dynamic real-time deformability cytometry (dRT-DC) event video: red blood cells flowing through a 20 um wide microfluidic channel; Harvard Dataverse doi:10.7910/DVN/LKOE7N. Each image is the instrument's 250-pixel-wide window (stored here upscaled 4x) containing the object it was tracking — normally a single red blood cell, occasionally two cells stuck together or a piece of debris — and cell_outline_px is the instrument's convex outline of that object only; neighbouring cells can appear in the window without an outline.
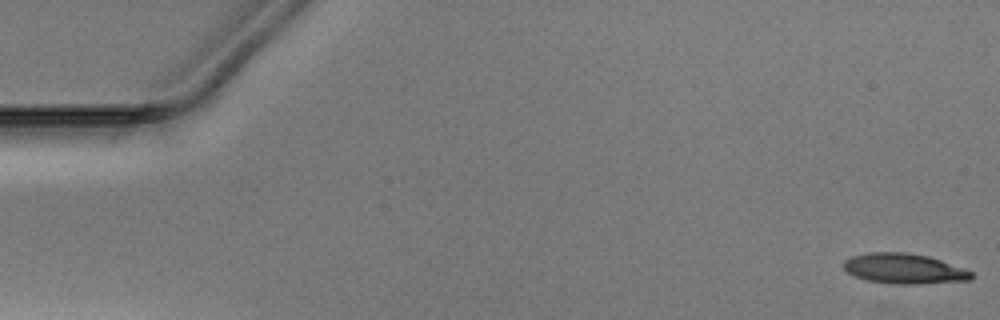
{"species": "Egyptian fruit bat (a non-hibernating species)", "species_latin": "Rousettus aegyptiacus", "temperature_condition": "warm", "stored_images_in_passage": 43, "camera_frame_rate_fps": 3000, "um_per_image_px": 0.085, "animal": {"sex": "male"}, "frame": {"image": 1, "passage_image": 1, "time_ms": 0.0, "image_size_px": [1000, 320], "cell_outline_px": [[972, 280], [920, 284], [888, 284], [868, 280], [856, 276], [848, 272], [840, 264], [844, 260], [852, 256], [868, 252], [908, 252], [928, 256], [964, 268], [972, 272]], "centroid_in_image_um": [76.83, 22.83], "position_along_channel_um": 8.2, "area_um2": 22.66}}
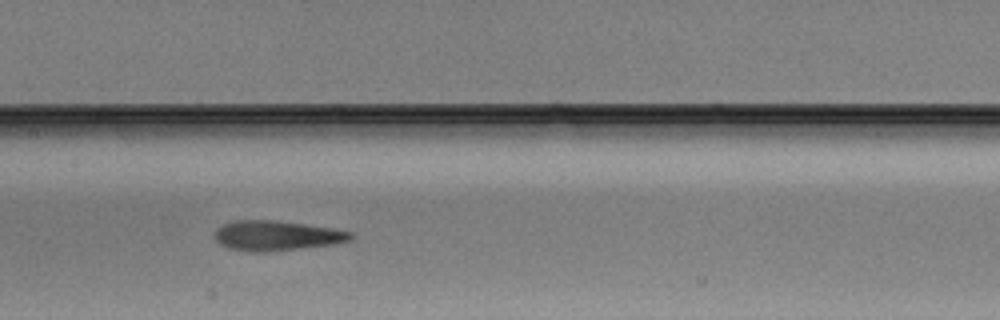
{"frame": {"image": 2, "passage_image": 25, "time_ms": 8.0, "image_size_px": [1000, 320], "cell_outline_px": [[352, 240], [336, 244], [268, 252], [252, 252], [228, 248], [220, 244], [212, 236], [216, 228], [224, 224], [236, 220], [276, 220], [332, 228], [352, 232]], "centroid_in_image_um": [23.49, 20.03], "position_along_channel_um": 183.9, "area_um2": 23.93}}
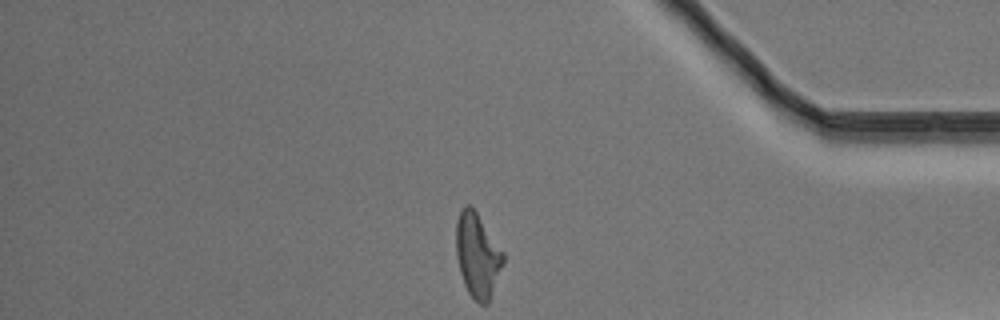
{"frame": {"image": 3, "passage_image": 43, "time_ms": 14.0, "image_size_px": [1000, 320], "cell_outline_px": [[504, 264], [488, 304], [480, 304], [468, 292], [464, 284], [460, 272], [456, 256], [456, 220], [464, 204], [472, 204], [504, 252]], "centroid_in_image_um": [40.59, 21.66], "position_along_channel_um": 394.6, "area_um2": 23.47}}